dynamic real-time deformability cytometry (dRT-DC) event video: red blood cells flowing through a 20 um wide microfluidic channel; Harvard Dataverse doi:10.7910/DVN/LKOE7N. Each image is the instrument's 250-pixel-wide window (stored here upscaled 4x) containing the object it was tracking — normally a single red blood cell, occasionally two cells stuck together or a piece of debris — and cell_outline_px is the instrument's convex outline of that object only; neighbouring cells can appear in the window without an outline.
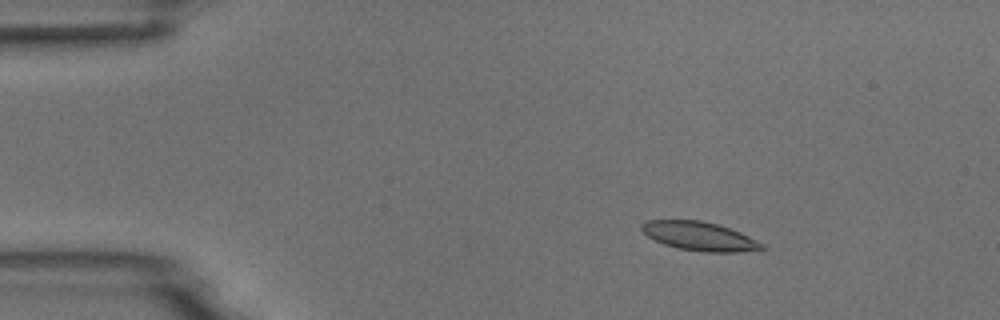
{"species": "common noctule bat (a hibernating species)", "species_latin": "Nyctalus noctula", "temperature_condition": "room temperature", "stored_images_in_passage": 4, "camera_frame_rate_fps": 3000, "um_per_image_px": 0.085, "animal": {"sex": "male", "body_mass_g": 18.8}, "frame": {"image": 1, "passage_image": 2, "time_ms": 0.333, "image_size_px": [1000, 320], "cell_outline_px": [[768, 248], [760, 252], [704, 252], [676, 248], [664, 244], [648, 236], [640, 228], [640, 224], [644, 220], [700, 220], [716, 224], [740, 232], [764, 244]], "centroid_in_image_um": [59.51, 20.1], "position_along_channel_um": 25.5, "area_um2": 20.46}}